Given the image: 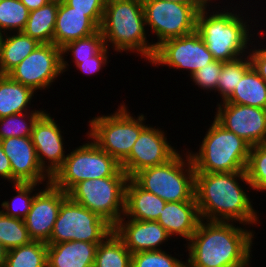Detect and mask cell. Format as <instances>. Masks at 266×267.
Returning a JSON list of instances; mask_svg holds the SVG:
<instances>
[{"mask_svg":"<svg viewBox=\"0 0 266 267\" xmlns=\"http://www.w3.org/2000/svg\"><path fill=\"white\" fill-rule=\"evenodd\" d=\"M253 238L252 230L234 222L201 219L187 242L186 267H249Z\"/></svg>","mask_w":266,"mask_h":267,"instance_id":"cell-1","label":"cell"},{"mask_svg":"<svg viewBox=\"0 0 266 267\" xmlns=\"http://www.w3.org/2000/svg\"><path fill=\"white\" fill-rule=\"evenodd\" d=\"M238 180L251 187L246 171L195 173V199L200 219L257 224L251 199Z\"/></svg>","mask_w":266,"mask_h":267,"instance_id":"cell-2","label":"cell"},{"mask_svg":"<svg viewBox=\"0 0 266 267\" xmlns=\"http://www.w3.org/2000/svg\"><path fill=\"white\" fill-rule=\"evenodd\" d=\"M142 0H107L100 31L106 47L136 52L150 62L154 44L148 43ZM108 43H110L108 45Z\"/></svg>","mask_w":266,"mask_h":267,"instance_id":"cell-3","label":"cell"},{"mask_svg":"<svg viewBox=\"0 0 266 267\" xmlns=\"http://www.w3.org/2000/svg\"><path fill=\"white\" fill-rule=\"evenodd\" d=\"M207 7L210 8L208 5L197 14L196 32L207 45L214 60L227 62L247 55L249 52L246 49L253 34H249L250 26L243 20L244 17L234 10L233 13L221 10L210 14Z\"/></svg>","mask_w":266,"mask_h":267,"instance_id":"cell-4","label":"cell"},{"mask_svg":"<svg viewBox=\"0 0 266 267\" xmlns=\"http://www.w3.org/2000/svg\"><path fill=\"white\" fill-rule=\"evenodd\" d=\"M250 147L214 119L199 151L186 153L192 159L195 173L238 172L246 170Z\"/></svg>","mask_w":266,"mask_h":267,"instance_id":"cell-5","label":"cell"},{"mask_svg":"<svg viewBox=\"0 0 266 267\" xmlns=\"http://www.w3.org/2000/svg\"><path fill=\"white\" fill-rule=\"evenodd\" d=\"M185 155L186 160L178 152L167 163L145 168L132 179L165 202L196 201L195 169L189 153Z\"/></svg>","mask_w":266,"mask_h":267,"instance_id":"cell-6","label":"cell"},{"mask_svg":"<svg viewBox=\"0 0 266 267\" xmlns=\"http://www.w3.org/2000/svg\"><path fill=\"white\" fill-rule=\"evenodd\" d=\"M113 114L93 117L89 121L88 138L121 163L131 152L140 133L148 126L145 116H131L124 103Z\"/></svg>","mask_w":266,"mask_h":267,"instance_id":"cell-7","label":"cell"},{"mask_svg":"<svg viewBox=\"0 0 266 267\" xmlns=\"http://www.w3.org/2000/svg\"><path fill=\"white\" fill-rule=\"evenodd\" d=\"M128 179L121 168L111 177L81 181L67 195L114 227L124 216L125 186Z\"/></svg>","mask_w":266,"mask_h":267,"instance_id":"cell-8","label":"cell"},{"mask_svg":"<svg viewBox=\"0 0 266 267\" xmlns=\"http://www.w3.org/2000/svg\"><path fill=\"white\" fill-rule=\"evenodd\" d=\"M121 164L93 141L77 147L64 160L63 165L51 177V183L68 193L77 183L114 176Z\"/></svg>","mask_w":266,"mask_h":267,"instance_id":"cell-9","label":"cell"},{"mask_svg":"<svg viewBox=\"0 0 266 267\" xmlns=\"http://www.w3.org/2000/svg\"><path fill=\"white\" fill-rule=\"evenodd\" d=\"M113 227L103 218L73 201L67 196L61 203L47 244H58L67 241H84L101 243Z\"/></svg>","mask_w":266,"mask_h":267,"instance_id":"cell-10","label":"cell"},{"mask_svg":"<svg viewBox=\"0 0 266 267\" xmlns=\"http://www.w3.org/2000/svg\"><path fill=\"white\" fill-rule=\"evenodd\" d=\"M146 27L157 35L154 48L162 42L196 31L198 12L208 5H187L164 0H142Z\"/></svg>","mask_w":266,"mask_h":267,"instance_id":"cell-11","label":"cell"},{"mask_svg":"<svg viewBox=\"0 0 266 267\" xmlns=\"http://www.w3.org/2000/svg\"><path fill=\"white\" fill-rule=\"evenodd\" d=\"M62 73L61 48L49 43L40 44L7 75L36 92L48 89Z\"/></svg>","mask_w":266,"mask_h":267,"instance_id":"cell-12","label":"cell"},{"mask_svg":"<svg viewBox=\"0 0 266 267\" xmlns=\"http://www.w3.org/2000/svg\"><path fill=\"white\" fill-rule=\"evenodd\" d=\"M213 61L212 53L195 31L189 35L162 42L155 48L150 63L155 66L167 65L170 68L187 69L192 75Z\"/></svg>","mask_w":266,"mask_h":267,"instance_id":"cell-13","label":"cell"},{"mask_svg":"<svg viewBox=\"0 0 266 267\" xmlns=\"http://www.w3.org/2000/svg\"><path fill=\"white\" fill-rule=\"evenodd\" d=\"M217 106L214 119L226 130L250 146L266 144V109L225 101Z\"/></svg>","mask_w":266,"mask_h":267,"instance_id":"cell-14","label":"cell"},{"mask_svg":"<svg viewBox=\"0 0 266 267\" xmlns=\"http://www.w3.org/2000/svg\"><path fill=\"white\" fill-rule=\"evenodd\" d=\"M179 151L167 141L164 130L147 126L134 143L130 154L120 163L129 178L137 172L167 163Z\"/></svg>","mask_w":266,"mask_h":267,"instance_id":"cell-15","label":"cell"},{"mask_svg":"<svg viewBox=\"0 0 266 267\" xmlns=\"http://www.w3.org/2000/svg\"><path fill=\"white\" fill-rule=\"evenodd\" d=\"M67 193L56 188L52 183L45 189L34 193V199L29 213L24 218L29 236L33 241L47 243L50 239L55 221L58 217L61 203Z\"/></svg>","mask_w":266,"mask_h":267,"instance_id":"cell-16","label":"cell"},{"mask_svg":"<svg viewBox=\"0 0 266 267\" xmlns=\"http://www.w3.org/2000/svg\"><path fill=\"white\" fill-rule=\"evenodd\" d=\"M59 127L56 120L44 110L35 121L31 133L38 162L50 177L63 165L67 157L63 146L62 131ZM45 160H48V163Z\"/></svg>","mask_w":266,"mask_h":267,"instance_id":"cell-17","label":"cell"},{"mask_svg":"<svg viewBox=\"0 0 266 267\" xmlns=\"http://www.w3.org/2000/svg\"><path fill=\"white\" fill-rule=\"evenodd\" d=\"M11 163L12 183H51V177L40 166L31 137H10L0 140Z\"/></svg>","mask_w":266,"mask_h":267,"instance_id":"cell-18","label":"cell"},{"mask_svg":"<svg viewBox=\"0 0 266 267\" xmlns=\"http://www.w3.org/2000/svg\"><path fill=\"white\" fill-rule=\"evenodd\" d=\"M113 231L132 254L162 250L160 245L168 242V238H170L168 232L157 221H140L129 218L125 220V217L117 222Z\"/></svg>","mask_w":266,"mask_h":267,"instance_id":"cell-19","label":"cell"},{"mask_svg":"<svg viewBox=\"0 0 266 267\" xmlns=\"http://www.w3.org/2000/svg\"><path fill=\"white\" fill-rule=\"evenodd\" d=\"M99 27L86 12L73 10L63 0H59L53 44L62 48L67 43L96 33Z\"/></svg>","mask_w":266,"mask_h":267,"instance_id":"cell-20","label":"cell"},{"mask_svg":"<svg viewBox=\"0 0 266 267\" xmlns=\"http://www.w3.org/2000/svg\"><path fill=\"white\" fill-rule=\"evenodd\" d=\"M196 201L166 202L157 222L172 235L189 241L200 222Z\"/></svg>","mask_w":266,"mask_h":267,"instance_id":"cell-21","label":"cell"},{"mask_svg":"<svg viewBox=\"0 0 266 267\" xmlns=\"http://www.w3.org/2000/svg\"><path fill=\"white\" fill-rule=\"evenodd\" d=\"M98 245L84 241L47 244V267H94Z\"/></svg>","mask_w":266,"mask_h":267,"instance_id":"cell-22","label":"cell"},{"mask_svg":"<svg viewBox=\"0 0 266 267\" xmlns=\"http://www.w3.org/2000/svg\"><path fill=\"white\" fill-rule=\"evenodd\" d=\"M166 202L142 189L132 178L125 186V212L123 217L140 221H157Z\"/></svg>","mask_w":266,"mask_h":267,"instance_id":"cell-23","label":"cell"},{"mask_svg":"<svg viewBox=\"0 0 266 267\" xmlns=\"http://www.w3.org/2000/svg\"><path fill=\"white\" fill-rule=\"evenodd\" d=\"M35 91L8 75H0V118L28 112Z\"/></svg>","mask_w":266,"mask_h":267,"instance_id":"cell-24","label":"cell"},{"mask_svg":"<svg viewBox=\"0 0 266 267\" xmlns=\"http://www.w3.org/2000/svg\"><path fill=\"white\" fill-rule=\"evenodd\" d=\"M15 33L9 36L6 33V36H3L0 47V75H7L41 44L24 32Z\"/></svg>","mask_w":266,"mask_h":267,"instance_id":"cell-25","label":"cell"},{"mask_svg":"<svg viewBox=\"0 0 266 267\" xmlns=\"http://www.w3.org/2000/svg\"><path fill=\"white\" fill-rule=\"evenodd\" d=\"M225 102L266 109V81L251 66Z\"/></svg>","mask_w":266,"mask_h":267,"instance_id":"cell-26","label":"cell"},{"mask_svg":"<svg viewBox=\"0 0 266 267\" xmlns=\"http://www.w3.org/2000/svg\"><path fill=\"white\" fill-rule=\"evenodd\" d=\"M59 0H52L37 10L30 11L23 32L41 44L53 43Z\"/></svg>","mask_w":266,"mask_h":267,"instance_id":"cell-27","label":"cell"},{"mask_svg":"<svg viewBox=\"0 0 266 267\" xmlns=\"http://www.w3.org/2000/svg\"><path fill=\"white\" fill-rule=\"evenodd\" d=\"M131 256L123 241L112 231L99 243L94 267H131Z\"/></svg>","mask_w":266,"mask_h":267,"instance_id":"cell-28","label":"cell"},{"mask_svg":"<svg viewBox=\"0 0 266 267\" xmlns=\"http://www.w3.org/2000/svg\"><path fill=\"white\" fill-rule=\"evenodd\" d=\"M4 267H47V243L32 240L8 250Z\"/></svg>","mask_w":266,"mask_h":267,"instance_id":"cell-29","label":"cell"},{"mask_svg":"<svg viewBox=\"0 0 266 267\" xmlns=\"http://www.w3.org/2000/svg\"><path fill=\"white\" fill-rule=\"evenodd\" d=\"M105 47L104 37L100 29L87 37L71 41L61 48L62 53V72H65L69 64L65 61L64 55H73V63L75 66L80 63V60H86L97 55Z\"/></svg>","mask_w":266,"mask_h":267,"instance_id":"cell-30","label":"cell"},{"mask_svg":"<svg viewBox=\"0 0 266 267\" xmlns=\"http://www.w3.org/2000/svg\"><path fill=\"white\" fill-rule=\"evenodd\" d=\"M232 61L223 62L222 70L218 77L217 91L226 101L234 92L236 85L241 80L245 72L252 66L249 54Z\"/></svg>","mask_w":266,"mask_h":267,"instance_id":"cell-31","label":"cell"},{"mask_svg":"<svg viewBox=\"0 0 266 267\" xmlns=\"http://www.w3.org/2000/svg\"><path fill=\"white\" fill-rule=\"evenodd\" d=\"M43 112V110H32L30 113H18L0 118V140L10 137H31L33 125Z\"/></svg>","mask_w":266,"mask_h":267,"instance_id":"cell-32","label":"cell"},{"mask_svg":"<svg viewBox=\"0 0 266 267\" xmlns=\"http://www.w3.org/2000/svg\"><path fill=\"white\" fill-rule=\"evenodd\" d=\"M31 241L24 220L7 216L0 211V242L7 250Z\"/></svg>","mask_w":266,"mask_h":267,"instance_id":"cell-33","label":"cell"},{"mask_svg":"<svg viewBox=\"0 0 266 267\" xmlns=\"http://www.w3.org/2000/svg\"><path fill=\"white\" fill-rule=\"evenodd\" d=\"M29 13L30 11L20 0H2L0 2V29L3 34L7 31L23 32Z\"/></svg>","mask_w":266,"mask_h":267,"instance_id":"cell-34","label":"cell"},{"mask_svg":"<svg viewBox=\"0 0 266 267\" xmlns=\"http://www.w3.org/2000/svg\"><path fill=\"white\" fill-rule=\"evenodd\" d=\"M36 186V183H15L13 188L17 191L16 195L11 199V204L9 201H3L1 206L4 209L0 211L7 216L24 220L30 211L34 199V194L31 193L35 191Z\"/></svg>","mask_w":266,"mask_h":267,"instance_id":"cell-35","label":"cell"},{"mask_svg":"<svg viewBox=\"0 0 266 267\" xmlns=\"http://www.w3.org/2000/svg\"><path fill=\"white\" fill-rule=\"evenodd\" d=\"M245 171L252 189L266 191V144L250 147Z\"/></svg>","mask_w":266,"mask_h":267,"instance_id":"cell-36","label":"cell"},{"mask_svg":"<svg viewBox=\"0 0 266 267\" xmlns=\"http://www.w3.org/2000/svg\"><path fill=\"white\" fill-rule=\"evenodd\" d=\"M131 267H186V262L172 257L164 250L142 251L132 254Z\"/></svg>","mask_w":266,"mask_h":267,"instance_id":"cell-37","label":"cell"},{"mask_svg":"<svg viewBox=\"0 0 266 267\" xmlns=\"http://www.w3.org/2000/svg\"><path fill=\"white\" fill-rule=\"evenodd\" d=\"M221 61L214 60L207 66H203L201 69L190 75L195 85L202 88L203 90H217L218 77L222 70Z\"/></svg>","mask_w":266,"mask_h":267,"instance_id":"cell-38","label":"cell"},{"mask_svg":"<svg viewBox=\"0 0 266 267\" xmlns=\"http://www.w3.org/2000/svg\"><path fill=\"white\" fill-rule=\"evenodd\" d=\"M73 10L86 12L88 16L99 28L102 23L104 9L107 0H63Z\"/></svg>","mask_w":266,"mask_h":267,"instance_id":"cell-39","label":"cell"},{"mask_svg":"<svg viewBox=\"0 0 266 267\" xmlns=\"http://www.w3.org/2000/svg\"><path fill=\"white\" fill-rule=\"evenodd\" d=\"M108 47H104L97 55L86 60H80L76 67L85 74H94L101 70L104 65H107Z\"/></svg>","mask_w":266,"mask_h":267,"instance_id":"cell-40","label":"cell"},{"mask_svg":"<svg viewBox=\"0 0 266 267\" xmlns=\"http://www.w3.org/2000/svg\"><path fill=\"white\" fill-rule=\"evenodd\" d=\"M252 50V52H250ZM249 57L252 67L266 81V47L263 49H250Z\"/></svg>","mask_w":266,"mask_h":267,"instance_id":"cell-41","label":"cell"},{"mask_svg":"<svg viewBox=\"0 0 266 267\" xmlns=\"http://www.w3.org/2000/svg\"><path fill=\"white\" fill-rule=\"evenodd\" d=\"M0 177L7 179L12 184V170L11 163L8 156L4 153L2 145L0 143Z\"/></svg>","mask_w":266,"mask_h":267,"instance_id":"cell-42","label":"cell"},{"mask_svg":"<svg viewBox=\"0 0 266 267\" xmlns=\"http://www.w3.org/2000/svg\"><path fill=\"white\" fill-rule=\"evenodd\" d=\"M29 11L37 10L52 0H20Z\"/></svg>","mask_w":266,"mask_h":267,"instance_id":"cell-43","label":"cell"},{"mask_svg":"<svg viewBox=\"0 0 266 267\" xmlns=\"http://www.w3.org/2000/svg\"><path fill=\"white\" fill-rule=\"evenodd\" d=\"M164 1L179 2L187 5H211L210 1L212 0H164Z\"/></svg>","mask_w":266,"mask_h":267,"instance_id":"cell-44","label":"cell"},{"mask_svg":"<svg viewBox=\"0 0 266 267\" xmlns=\"http://www.w3.org/2000/svg\"><path fill=\"white\" fill-rule=\"evenodd\" d=\"M7 249L4 247V245L0 242V267H4L6 257H7Z\"/></svg>","mask_w":266,"mask_h":267,"instance_id":"cell-45","label":"cell"},{"mask_svg":"<svg viewBox=\"0 0 266 267\" xmlns=\"http://www.w3.org/2000/svg\"><path fill=\"white\" fill-rule=\"evenodd\" d=\"M2 30L0 29V47H1V44H2V39H3V36L4 34H2Z\"/></svg>","mask_w":266,"mask_h":267,"instance_id":"cell-46","label":"cell"}]
</instances>
